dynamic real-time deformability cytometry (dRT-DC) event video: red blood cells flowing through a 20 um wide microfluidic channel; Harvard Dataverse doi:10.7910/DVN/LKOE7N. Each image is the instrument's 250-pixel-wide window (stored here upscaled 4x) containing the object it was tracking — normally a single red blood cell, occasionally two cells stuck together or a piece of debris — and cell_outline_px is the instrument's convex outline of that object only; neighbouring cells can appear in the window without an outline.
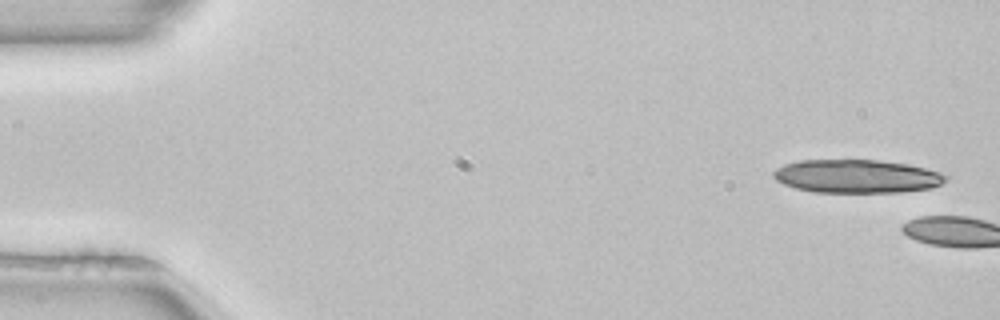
{"species": "common noctule bat (a hibernating species)", "species_latin": "Nyctalus noctula", "temperature_condition": "room temperature", "stored_images_in_passage": 4, "camera_frame_rate_fps": 3000, "um_per_image_px": 0.085, "animal": {"sex": "female", "body_mass_g": 22.7, "forearm_length_mm": 54.2}, "frame": {"image": 1, "passage_image": 1, "time_ms": 0.0, "image_size_px": [1000, 320], "cell_outline_px": [[948, 176], [940, 184], [932, 188], [900, 192], [816, 192], [796, 188], [784, 184], [776, 180], [772, 176], [772, 172], [776, 168], [784, 164], [800, 160], [880, 160], [908, 164], [940, 172]], "centroid_in_image_um": [72.8, 14.98], "position_along_channel_um": 12.2, "area_um2": 33.47}}